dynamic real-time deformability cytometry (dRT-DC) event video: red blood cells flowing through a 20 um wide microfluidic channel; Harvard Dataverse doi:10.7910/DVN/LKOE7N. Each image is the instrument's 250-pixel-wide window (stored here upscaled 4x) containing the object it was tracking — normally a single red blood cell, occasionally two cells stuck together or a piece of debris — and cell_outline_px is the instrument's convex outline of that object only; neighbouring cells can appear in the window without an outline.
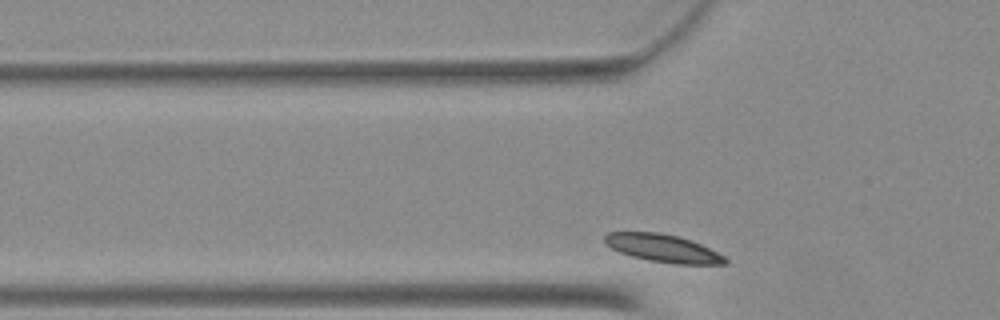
{"species": "Egyptian fruit bat (a non-hibernating species)", "species_latin": "Rousettus aegyptiacus", "temperature_condition": "warm", "stored_images_in_passage": 29, "camera_frame_rate_fps": 3000, "um_per_image_px": 0.085, "animal": {"sex": "female"}, "frame": {"image": 1, "passage_image": 3, "time_ms": 0.667, "image_size_px": [1000, 320], "cell_outline_px": [[728, 264], [676, 264], [648, 260], [632, 256], [620, 252], [612, 248], [604, 240], [604, 236], [608, 232], [660, 232], [692, 240], [724, 256], [728, 260]], "centroid_in_image_um": [56.36, 21.1], "position_along_channel_um": 69.4, "area_um2": 19.31}}
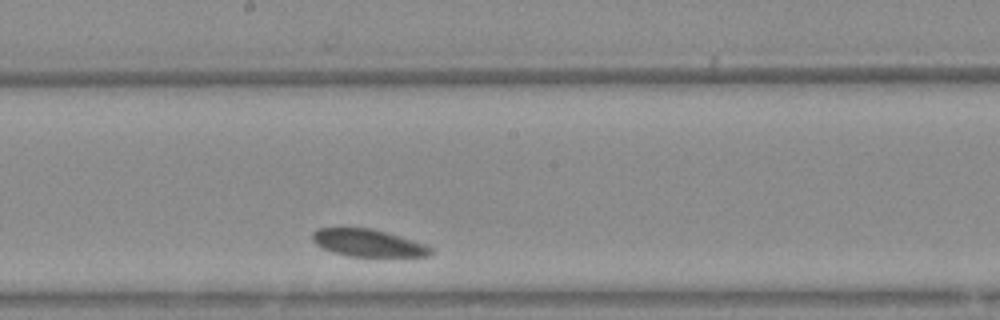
{"frame": {"image": 2, "passage_image": 16, "time_ms": 5.0, "image_size_px": [1000, 320], "cell_outline_px": [[432, 252], [428, 256], [348, 256], [332, 252], [316, 244], [312, 240], [312, 232], [320, 228], [372, 228], [388, 232], [424, 244], [432, 248]], "centroid_in_image_um": [31.26, 20.64], "position_along_channel_um": 216.9, "area_um2": 18.67}}
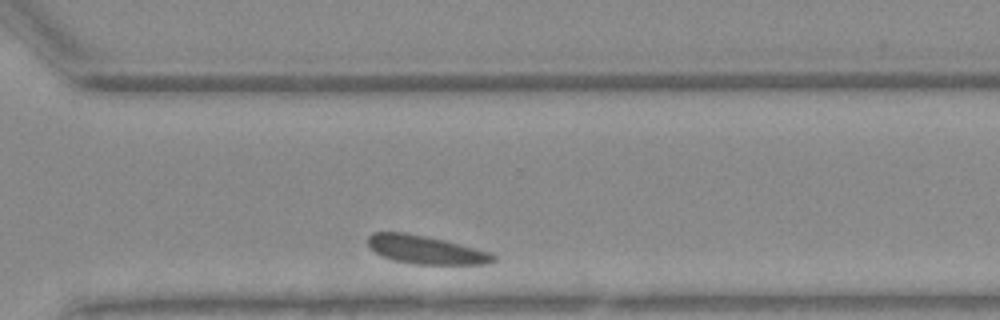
{"frame": {"image": 3, "passage_image": 26, "time_ms": 8.333, "image_size_px": [1000, 320], "cell_outline_px": [[496, 260], [488, 264], [412, 264], [392, 260], [376, 252], [368, 244], [368, 236], [372, 232], [404, 232], [444, 240], [460, 244], [488, 252], [496, 256]], "centroid_in_image_um": [36.18, 21.23], "position_along_channel_um": 334.4, "area_um2": 20.46}}